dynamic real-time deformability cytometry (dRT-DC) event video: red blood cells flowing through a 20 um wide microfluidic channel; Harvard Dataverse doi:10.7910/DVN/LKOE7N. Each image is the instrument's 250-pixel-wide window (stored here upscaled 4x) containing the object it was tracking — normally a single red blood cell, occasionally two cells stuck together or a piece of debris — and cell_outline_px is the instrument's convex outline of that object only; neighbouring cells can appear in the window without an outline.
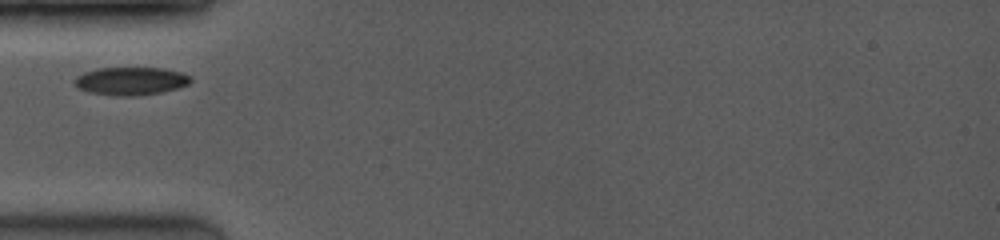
{"species": "common noctule bat (a hibernating species)", "species_latin": "Nyctalus noctula", "temperature_condition": "room temperature", "stored_images_in_passage": 3, "camera_frame_rate_fps": 3500, "um_per_image_px": 0.085, "animal": {"sex": "female", "body_mass_g": 19.0, "forearm_length_mm": 53.3}, "frame": {"image": 1, "passage_image": 1, "time_ms": 0.0, "image_size_px": [1000, 240], "cell_outline_px": [[192, 80], [188, 84], [176, 88], [160, 92], [136, 96], [120, 96], [92, 92], [80, 88], [72, 80], [76, 76], [84, 72], [96, 68], [164, 68], [180, 72], [188, 76]], "centroid_in_image_um": [11.1, 6.88], "position_along_channel_um": 73.9, "area_um2": 18.67}}